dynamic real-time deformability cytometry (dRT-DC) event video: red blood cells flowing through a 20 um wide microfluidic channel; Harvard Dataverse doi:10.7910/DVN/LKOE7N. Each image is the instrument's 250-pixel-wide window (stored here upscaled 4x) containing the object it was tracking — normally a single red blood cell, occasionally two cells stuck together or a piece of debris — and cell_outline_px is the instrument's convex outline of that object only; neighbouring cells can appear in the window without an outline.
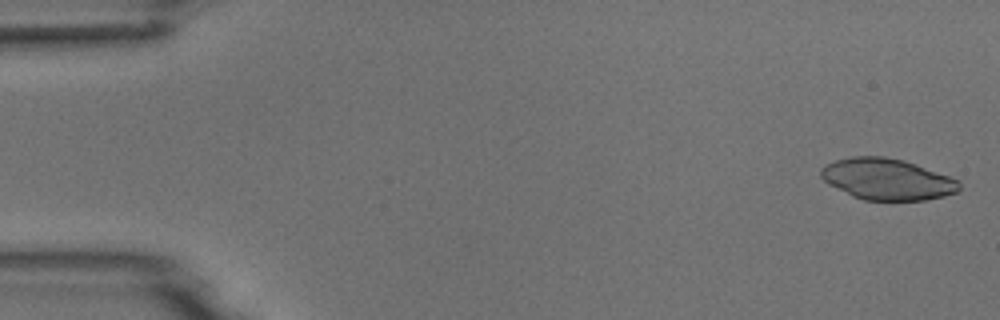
{"species": "common noctule bat (a hibernating species)", "species_latin": "Nyctalus noctula", "temperature_condition": "room temperature", "stored_images_in_passage": 4, "camera_frame_rate_fps": 3000, "um_per_image_px": 0.085, "animal": {"sex": "male", "body_mass_g": 18.8}, "frame": {"image": 1, "passage_image": 1, "time_ms": 0.0, "image_size_px": [1000, 320], "cell_outline_px": [[960, 188], [956, 192], [944, 196], [924, 200], [864, 200], [852, 196], [828, 184], [820, 176], [820, 168], [824, 164], [836, 160], [852, 156], [884, 156], [904, 160], [916, 164], [960, 180]], "centroid_in_image_um": [75.38, 15.22], "position_along_channel_um": 9.6, "area_um2": 33.41}}